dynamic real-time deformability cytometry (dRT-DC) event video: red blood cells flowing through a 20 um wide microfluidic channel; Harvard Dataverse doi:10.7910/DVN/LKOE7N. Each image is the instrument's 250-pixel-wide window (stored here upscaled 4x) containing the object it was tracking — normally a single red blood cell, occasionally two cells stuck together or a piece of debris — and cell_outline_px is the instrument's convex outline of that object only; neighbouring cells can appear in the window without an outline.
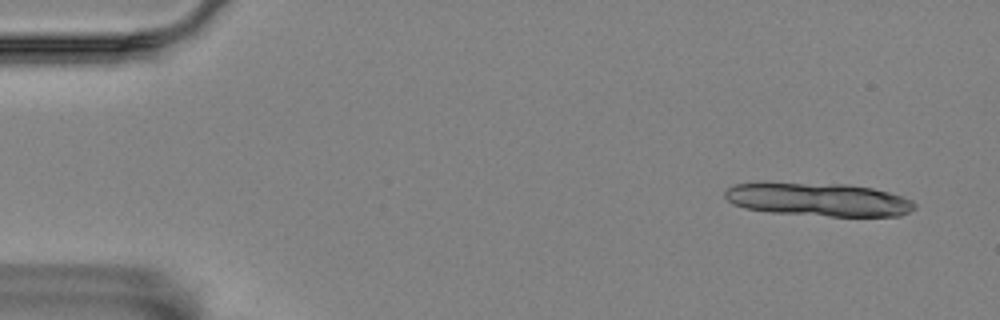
{"species": "Egyptian fruit bat (a non-hibernating species)", "species_latin": "Rousettus aegyptiacus", "temperature_condition": "room temperature", "stored_images_in_passage": 13, "camera_frame_rate_fps": 3000, "um_per_image_px": 0.085, "animal": {"sex": "female"}, "frame": {"image": 1, "passage_image": 3, "time_ms": 0.667, "image_size_px": [1000, 320], "cell_outline_px": [[916, 208], [900, 216], [832, 216], [772, 212], [744, 208], [732, 204], [724, 196], [724, 192], [728, 188], [736, 184], [848, 184], [872, 188], [888, 192], [912, 200], [916, 204]], "centroid_in_image_um": [69.62, 16.98], "position_along_channel_um": 15.4, "area_um2": 36.13}}